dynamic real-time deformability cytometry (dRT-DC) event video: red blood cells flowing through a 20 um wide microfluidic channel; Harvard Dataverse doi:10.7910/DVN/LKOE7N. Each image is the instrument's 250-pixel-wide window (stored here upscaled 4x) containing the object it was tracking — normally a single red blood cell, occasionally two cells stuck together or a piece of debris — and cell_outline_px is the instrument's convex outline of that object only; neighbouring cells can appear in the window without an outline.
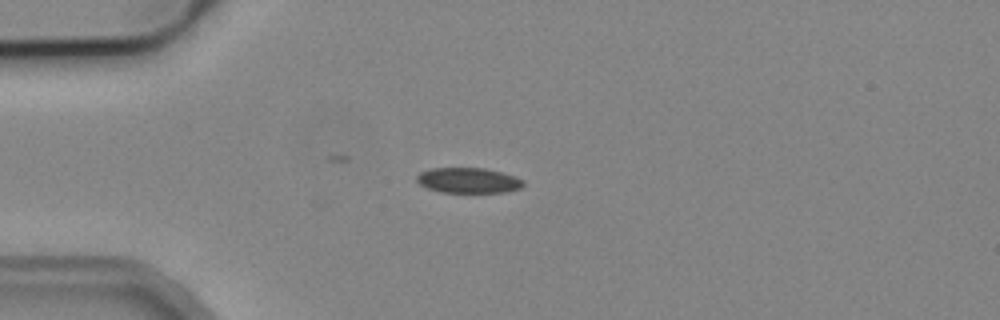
{"species": "common noctule bat (a hibernating species)", "species_latin": "Nyctalus noctula", "temperature_condition": "cold", "stored_images_in_passage": 3, "camera_frame_rate_fps": 3000, "um_per_image_px": 0.085, "animal": {"sex": "male", "body_mass_g": 19.2, "forearm_length_mm": 51.8}, "frame": {"image": 1, "passage_image": 1, "time_ms": 0.0, "image_size_px": [1000, 320], "cell_outline_px": [[524, 184], [520, 188], [504, 192], [440, 192], [428, 188], [420, 184], [416, 180], [416, 176], [420, 172], [432, 168], [484, 168], [516, 176], [524, 180]], "centroid_in_image_um": [39.81, 15.33], "position_along_channel_um": 45.2, "area_um2": 15.66}}
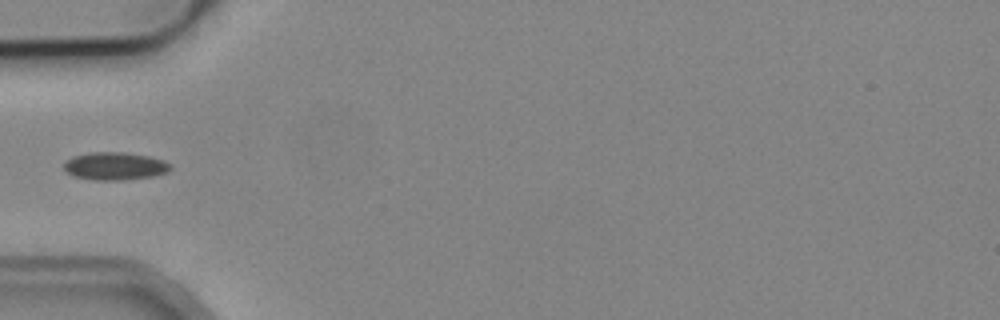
{"frame": {"image": 2, "passage_image": 2, "time_ms": 1.333, "image_size_px": [1000, 320], "cell_outline_px": [[172, 168], [168, 172], [152, 176], [120, 180], [96, 180], [72, 176], [64, 168], [64, 160], [72, 156], [92, 152], [124, 152], [148, 156], [164, 160]], "centroid_in_image_um": [9.74, 14.11], "position_along_channel_um": 75.3, "area_um2": 17.22}}